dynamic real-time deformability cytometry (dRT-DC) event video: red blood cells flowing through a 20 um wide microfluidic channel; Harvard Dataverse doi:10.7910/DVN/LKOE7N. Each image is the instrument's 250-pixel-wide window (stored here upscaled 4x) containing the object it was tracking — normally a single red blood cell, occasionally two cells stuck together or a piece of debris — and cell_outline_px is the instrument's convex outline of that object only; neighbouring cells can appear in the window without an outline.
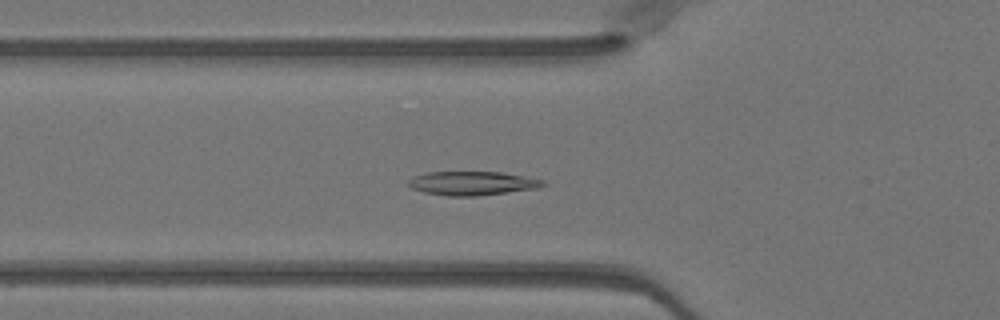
{"species": "Egyptian fruit bat (a non-hibernating species)", "species_latin": "Rousettus aegyptiacus", "temperature_condition": "warm", "stored_images_in_passage": 50, "camera_frame_rate_fps": 3000, "um_per_image_px": 0.085, "animal": {"sex": "female"}, "frame": {"image": 1, "passage_image": 17, "time_ms": 5.333, "image_size_px": [1000, 320], "cell_outline_px": [[548, 184], [540, 188], [476, 196], [448, 196], [424, 192], [412, 188], [408, 184], [408, 180], [412, 176], [428, 172], [500, 172], [544, 180]], "centroid_in_image_um": [40.15, 15.58], "position_along_channel_um": 85.6, "area_um2": 18.73}}
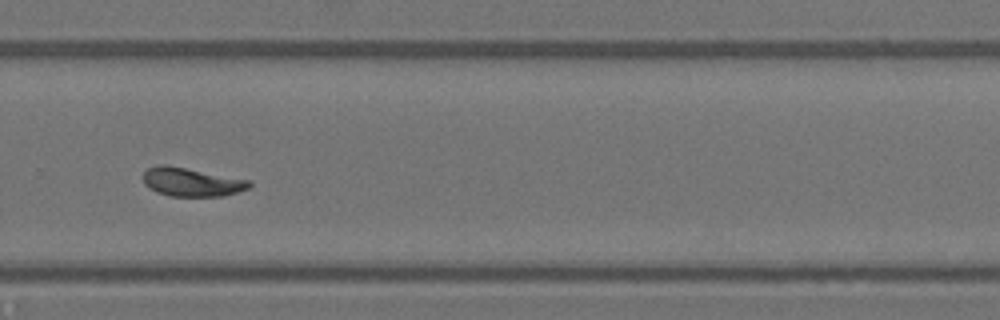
{"frame": {"image": 2, "passage_image": 34, "time_ms": 11.0, "image_size_px": [1000, 320], "cell_outline_px": [[252, 184], [248, 188], [240, 192], [224, 196], [172, 196], [156, 192], [148, 188], [144, 184], [144, 172], [148, 168], [164, 164], [248, 180]], "centroid_in_image_um": [16.27, 15.49], "position_along_channel_um": 313.5, "area_um2": 17.46}}
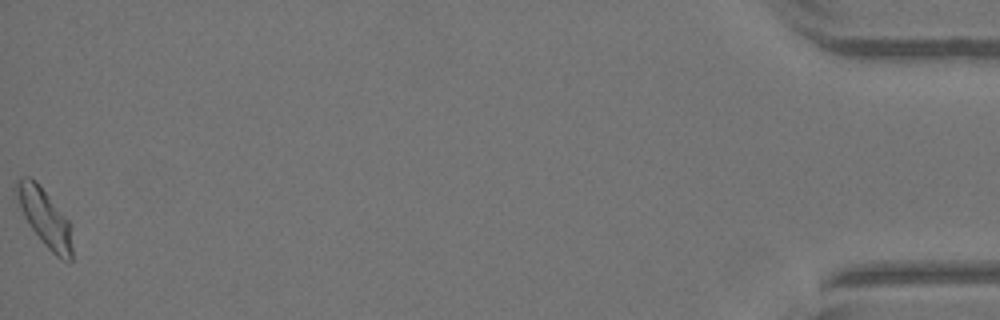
{"frame": {"image": 3, "passage_image": 50, "time_ms": 16.333, "image_size_px": [1000, 320], "cell_outline_px": [[72, 260], [60, 260], [44, 244], [32, 228], [24, 216], [20, 208], [12, 188], [24, 176], [32, 176], [36, 180], [72, 224]], "centroid_in_image_um": [3.81, 18.48], "position_along_channel_um": 431.4, "area_um2": 18.9}, "authors_computed_cell_mechanics": {"area_um2": 17.918, "velocity_mm_per_s": 4.0299, "shape_relaxation_time_tau1_ms": 3.4776, "shape_relaxation_time_tau2_ms": 2.1352, "deformation_change_tau1": 0.1293, "deformation_change_tau2": 0.0591}}